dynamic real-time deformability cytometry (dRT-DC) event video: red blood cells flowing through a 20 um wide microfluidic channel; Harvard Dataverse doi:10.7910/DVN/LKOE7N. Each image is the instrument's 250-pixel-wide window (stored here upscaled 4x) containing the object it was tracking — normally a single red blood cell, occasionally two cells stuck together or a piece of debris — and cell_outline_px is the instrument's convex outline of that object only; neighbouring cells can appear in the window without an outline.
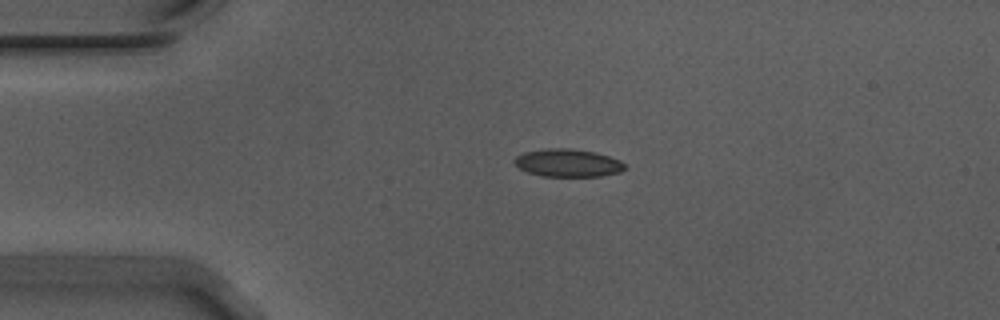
{"species": "Egyptian fruit bat (a non-hibernating species)", "species_latin": "Rousettus aegyptiacus", "temperature_condition": "warm", "stored_images_in_passage": 44, "camera_frame_rate_fps": 3000, "um_per_image_px": 0.085, "animal": {"sex": "male"}, "frame": {"image": 1, "passage_image": 1, "time_ms": 0.0, "image_size_px": [1000, 320], "cell_outline_px": [[628, 168], [620, 172], [600, 176], [540, 176], [528, 172], [520, 168], [516, 164], [516, 156], [524, 152], [548, 148], [572, 148], [596, 152], [620, 160]], "centroid_in_image_um": [48.31, 13.84], "position_along_channel_um": 36.7, "area_um2": 17.86}}
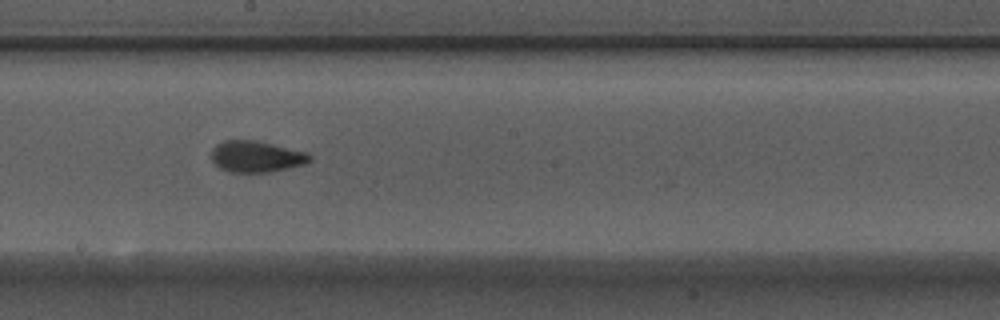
{"frame": {"image": 2, "passage_image": 19, "time_ms": 6.0, "image_size_px": [1000, 320], "cell_outline_px": [[312, 160], [304, 164], [268, 172], [228, 172], [220, 168], [212, 160], [212, 148], [216, 144], [224, 140], [256, 140], [304, 152], [312, 156]], "centroid_in_image_um": [21.74, 13.3], "position_along_channel_um": 226.5, "area_um2": 17.74}}
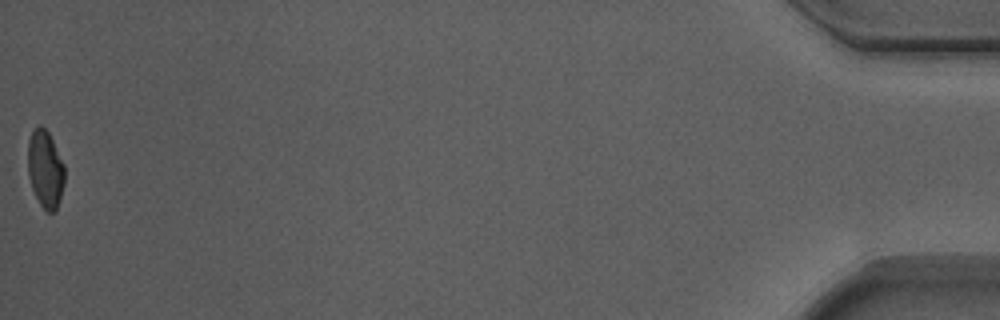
{"frame": {"image": 3, "passage_image": 44, "time_ms": 14.333, "image_size_px": [1000, 320], "cell_outline_px": [[64, 184], [56, 208], [52, 212], [48, 212], [40, 204], [32, 188], [28, 176], [28, 140], [32, 128], [40, 124], [48, 132], [64, 164]], "centroid_in_image_um": [3.83, 14.32], "position_along_channel_um": 431.4, "area_um2": 16.47}, "authors_computed_cell_mechanics": {"area_um2": 17.5423, "velocity_mm_per_s": 3.7213, "shape_relaxation_time_tau1_ms": 9.1075, "shape_relaxation_time_tau2_ms": 1.4471, "deformation_change_tau1": 0.2094, "deformation_change_tau2": 0.066}}